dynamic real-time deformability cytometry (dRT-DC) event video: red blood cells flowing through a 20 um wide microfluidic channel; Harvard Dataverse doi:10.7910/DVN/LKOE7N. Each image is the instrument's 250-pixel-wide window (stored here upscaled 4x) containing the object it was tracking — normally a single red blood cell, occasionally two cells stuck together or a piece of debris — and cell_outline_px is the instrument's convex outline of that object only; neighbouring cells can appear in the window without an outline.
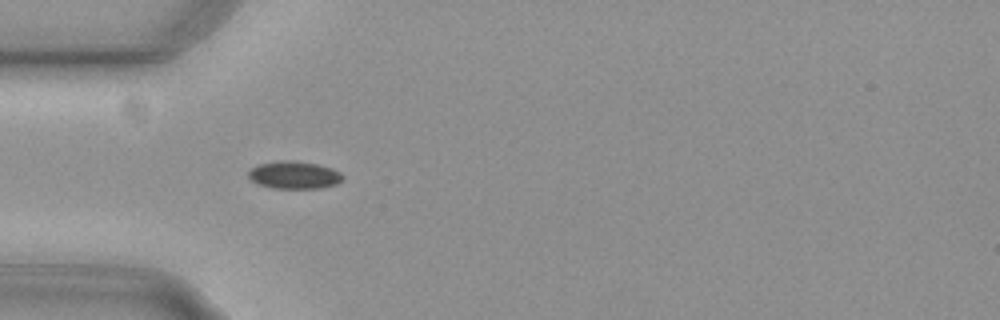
{"species": "common noctule bat (a hibernating species)", "species_latin": "Nyctalus noctula", "temperature_condition": "cold", "stored_images_in_passage": 40, "camera_frame_rate_fps": 3000, "um_per_image_px": 0.085, "animal": {"sex": "female", "body_mass_g": 29.2, "forearm_length_mm": 56.3}, "frame": {"image": 1, "passage_image": 1, "time_ms": 0.0, "image_size_px": [1000, 320], "cell_outline_px": [[344, 180], [336, 184], [320, 188], [272, 188], [256, 184], [248, 176], [248, 172], [252, 168], [260, 164], [284, 160], [292, 160], [316, 164], [332, 168], [340, 172], [344, 176]], "centroid_in_image_um": [25.03, 14.88], "position_along_channel_um": 60.0, "area_um2": 15.14}}
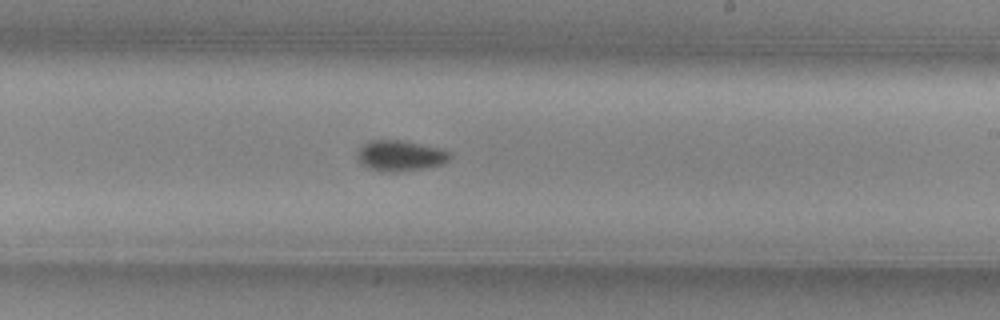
{"frame": {"image": 2, "passage_image": 17, "time_ms": 5.333, "image_size_px": [1000, 320], "cell_outline_px": [[448, 160], [440, 164], [400, 172], [380, 172], [368, 168], [356, 156], [356, 152], [368, 140], [404, 140], [440, 148], [448, 152]], "centroid_in_image_um": [33.95, 13.22], "position_along_channel_um": 255.0, "area_um2": 16.36}}
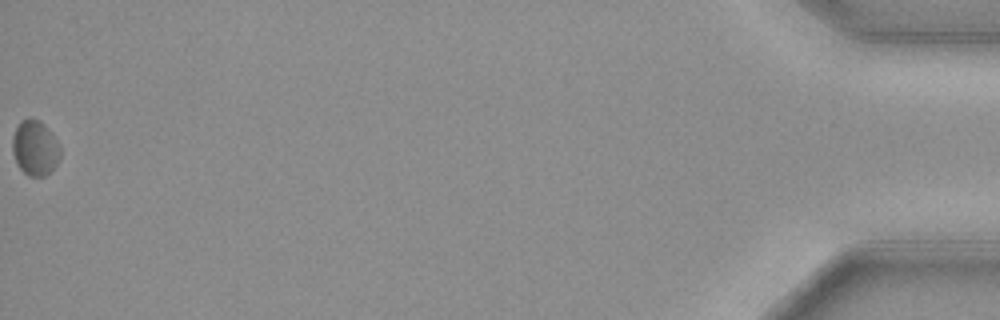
{"frame": {"image": 3, "passage_image": 40, "time_ms": 13.0, "image_size_px": [1000, 320], "cell_outline_px": [[60, 156], [56, 164], [44, 176], [28, 176], [16, 164], [12, 152], [12, 136], [20, 120], [28, 116], [40, 120], [44, 124], [56, 140], [60, 148]], "centroid_in_image_um": [2.94, 12.54], "position_along_channel_um": 432.3, "area_um2": 15.43}}